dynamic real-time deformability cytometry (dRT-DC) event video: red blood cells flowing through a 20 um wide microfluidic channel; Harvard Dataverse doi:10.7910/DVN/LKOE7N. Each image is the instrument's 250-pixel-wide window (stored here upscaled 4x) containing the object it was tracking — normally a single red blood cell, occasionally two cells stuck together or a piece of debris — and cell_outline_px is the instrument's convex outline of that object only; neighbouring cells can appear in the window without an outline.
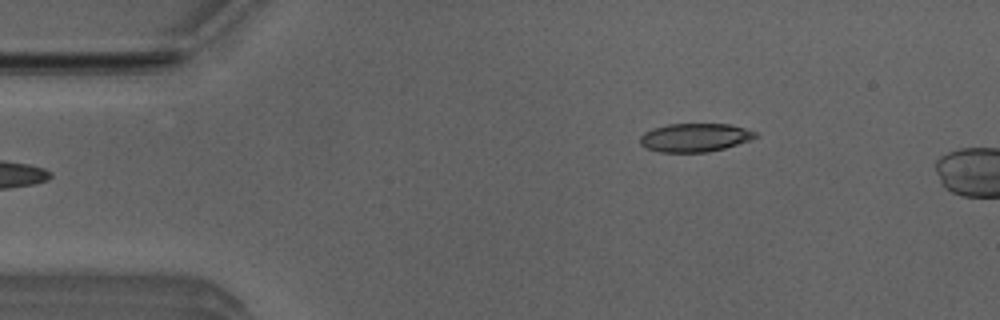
{"species": "Egyptian fruit bat (a non-hibernating species)", "species_latin": "Rousettus aegyptiacus", "temperature_condition": "room temperature", "stored_images_in_passage": 5, "camera_frame_rate_fps": 3000, "um_per_image_px": 0.085, "animal": {"sex": "male"}, "frame": {"image": 1, "passage_image": 5, "time_ms": 1.333, "image_size_px": [1000, 320], "cell_outline_px": [[760, 136], [724, 148], [708, 152], [660, 152], [644, 148], [640, 144], [640, 136], [644, 132], [652, 128], [668, 124], [732, 124], [756, 132]], "centroid_in_image_um": [59.03, 11.69], "position_along_channel_um": 26.0, "area_um2": 19.19}}